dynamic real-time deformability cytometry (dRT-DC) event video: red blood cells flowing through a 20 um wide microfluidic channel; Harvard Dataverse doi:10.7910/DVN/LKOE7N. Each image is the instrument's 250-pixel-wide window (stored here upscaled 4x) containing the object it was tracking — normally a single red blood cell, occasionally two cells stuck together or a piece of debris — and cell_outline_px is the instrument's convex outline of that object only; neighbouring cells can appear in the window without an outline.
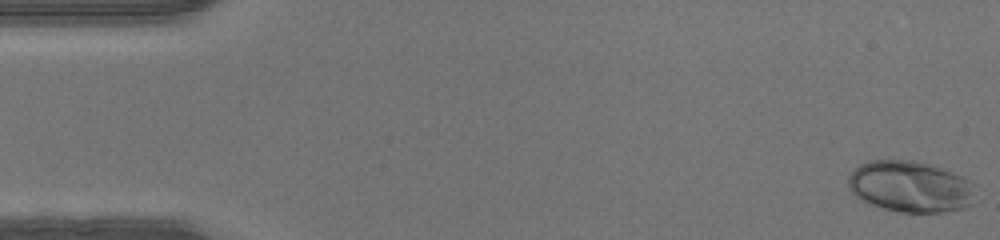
{"species": "human", "species_latin": "Homo sapiens", "temperature_condition": "warm", "stored_images_in_passage": 47, "camera_frame_rate_fps": 3000, "um_per_image_px": 0.085, "donor": {"sex": "male"}, "frame": {"image": 1, "passage_image": 1, "time_ms": 0.0, "image_size_px": [1000, 240], "cell_outline_px": [[976, 204], [964, 208], [944, 212], [900, 212], [884, 208], [860, 200], [848, 188], [848, 176], [860, 164], [868, 160], [912, 160], [928, 164], [952, 172], [972, 180]], "centroid_in_image_um": [77.41, 15.87], "position_along_channel_um": 7.6, "area_um2": 38.26}}
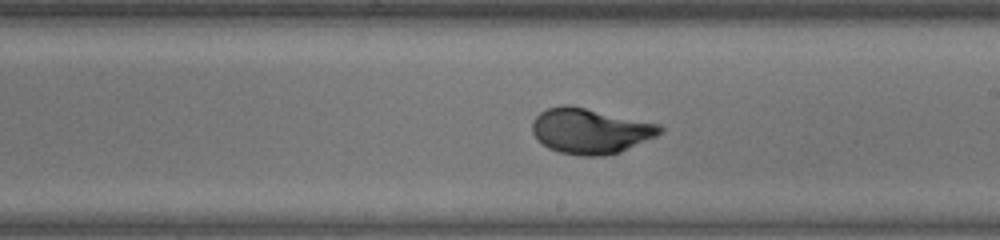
{"frame": {"image": 2, "passage_image": 27, "time_ms": 8.667, "image_size_px": [1000, 240], "cell_outline_px": [[664, 132], [656, 136], [620, 152], [604, 156], [580, 156], [560, 152], [548, 148], [532, 132], [532, 120], [540, 112], [548, 108], [560, 104], [568, 104], [660, 124], [664, 128]], "centroid_in_image_um": [50.18, 11.12], "position_along_channel_um": 238.8, "area_um2": 33.81}}
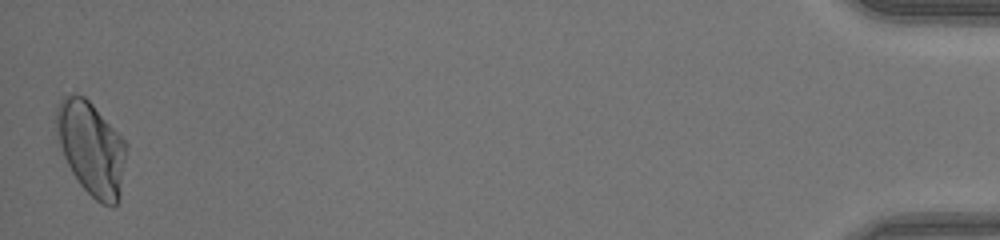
{"frame": {"image": 3, "passage_image": 47, "time_ms": 15.333, "image_size_px": [1000, 240], "cell_outline_px": [[128, 148], [120, 200], [112, 208], [100, 204], [80, 184], [72, 172], [64, 156], [56, 132], [56, 108], [60, 100], [64, 96], [72, 92], [84, 96], [92, 104], [128, 144]], "centroid_in_image_um": [7.79, 12.62], "position_along_channel_um": 427.4, "area_um2": 38.38}}